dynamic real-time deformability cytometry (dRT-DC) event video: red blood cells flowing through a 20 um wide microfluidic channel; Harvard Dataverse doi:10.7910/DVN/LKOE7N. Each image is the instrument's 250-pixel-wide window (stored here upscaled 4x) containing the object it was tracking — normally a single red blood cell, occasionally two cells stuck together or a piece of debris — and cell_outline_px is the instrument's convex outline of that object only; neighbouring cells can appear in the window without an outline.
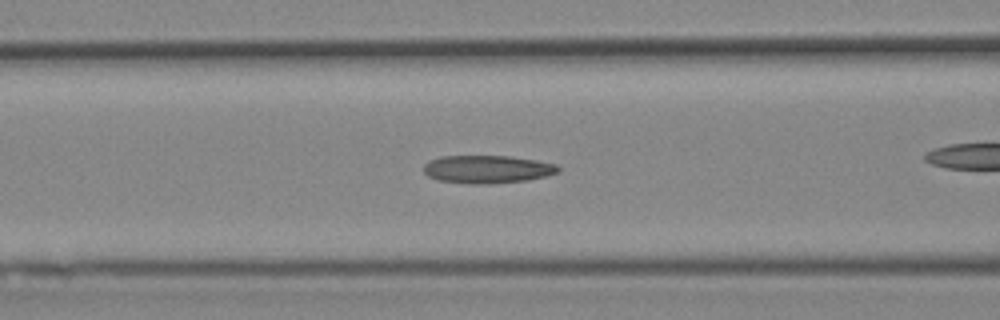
{"species": "Egyptian fruit bat (a non-hibernating species)", "species_latin": "Rousettus aegyptiacus", "temperature_condition": "cold", "stored_images_in_passage": 43, "camera_frame_rate_fps": 3000, "um_per_image_px": 0.085, "animal": {"sex": "female"}, "frame": {"image": 1, "passage_image": 21, "time_ms": 6.667, "image_size_px": [1000, 320], "cell_outline_px": [[560, 172], [548, 176], [528, 180], [488, 184], [472, 184], [436, 180], [428, 176], [424, 172], [424, 164], [428, 160], [440, 156], [512, 156], [536, 160], [556, 164], [560, 168]], "centroid_in_image_um": [41.43, 14.39], "position_along_channel_um": 125.2, "area_um2": 22.2}}
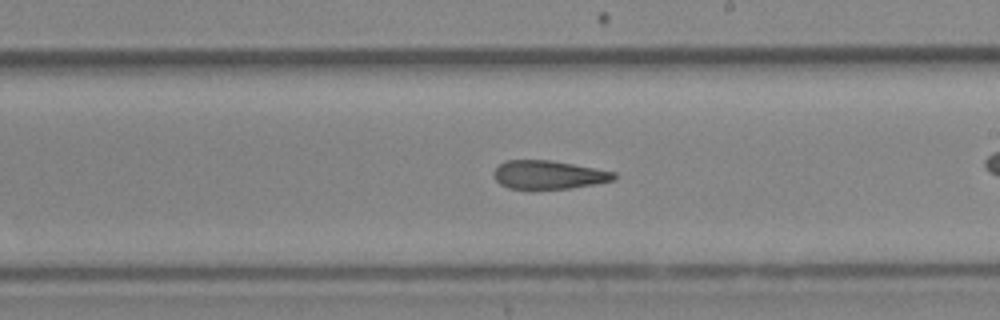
{"frame": {"image": 2, "passage_image": 30, "time_ms": 9.667, "image_size_px": [1000, 320], "cell_outline_px": [[616, 180], [568, 188], [508, 188], [500, 184], [496, 180], [492, 172], [504, 160], [552, 160], [616, 172]], "centroid_in_image_um": [46.62, 14.84], "position_along_channel_um": 242.4, "area_um2": 19.77}}
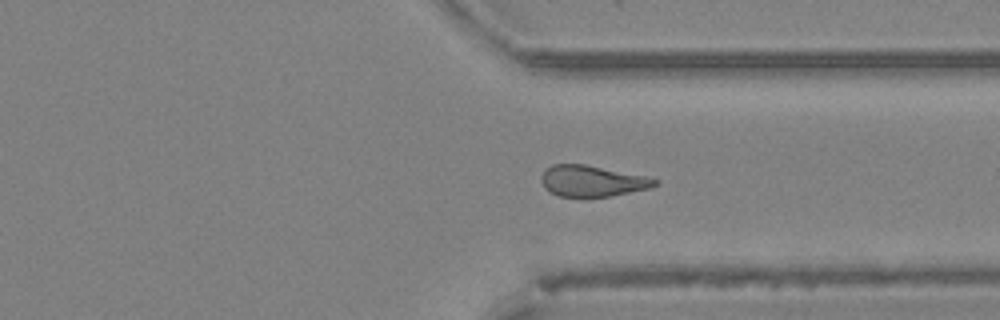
{"frame": {"image": 3, "passage_image": 39, "time_ms": 12.667, "image_size_px": [1000, 320], "cell_outline_px": [[660, 184], [648, 188], [612, 196], [556, 196], [548, 192], [544, 188], [540, 180], [540, 176], [544, 168], [552, 164], [584, 164], [648, 176], [660, 180]], "centroid_in_image_um": [50.31, 15.37], "position_along_channel_um": 361.1, "area_um2": 20.87}, "authors_computed_cell_mechanics": {"area_um2": 21.5016, "velocity_mm_per_s": 3.9339, "shape_relaxation_time_tau1_ms": null, "shape_relaxation_time_tau2_ms": 2.3601, "deformation_change_tau1": null, "deformation_change_tau2": 0.1106}}